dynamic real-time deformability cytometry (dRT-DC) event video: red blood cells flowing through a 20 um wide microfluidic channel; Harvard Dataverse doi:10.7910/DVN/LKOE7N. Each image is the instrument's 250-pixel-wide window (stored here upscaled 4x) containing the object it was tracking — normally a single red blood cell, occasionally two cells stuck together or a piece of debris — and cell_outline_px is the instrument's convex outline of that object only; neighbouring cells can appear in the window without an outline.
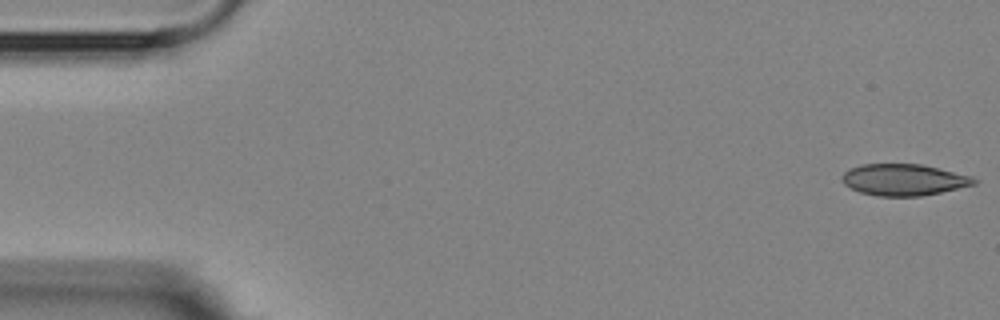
{"species": "Egyptian fruit bat (a non-hibernating species)", "species_latin": "Rousettus aegyptiacus", "temperature_condition": "room temperature", "stored_images_in_passage": 6, "segment_of_instrument_passage": [1, 2], "camera_frame_rate_fps": 3000, "um_per_image_px": 0.085, "animal": {"sex": "female"}, "frame": {"image": 1, "passage_image": 1, "time_ms": 0.0, "image_size_px": [1000, 320], "cell_outline_px": [[980, 180], [976, 184], [940, 192], [920, 196], [876, 196], [860, 192], [844, 184], [840, 176], [848, 168], [864, 164], [920, 164], [972, 176]], "centroid_in_image_um": [76.81, 15.28], "position_along_channel_um": 8.2, "area_um2": 24.22}}
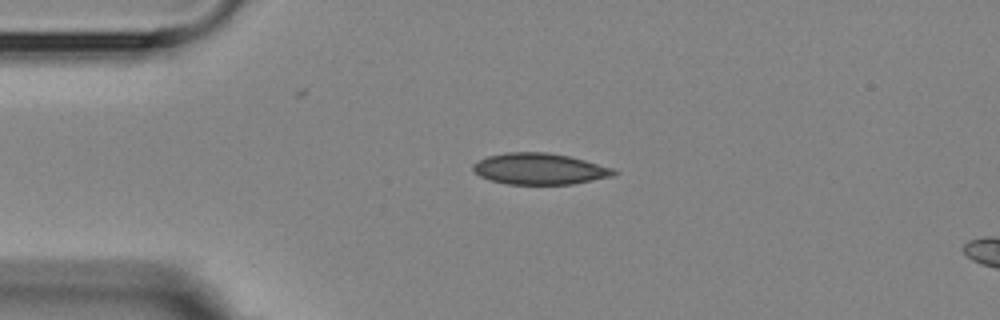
{"frame": {"image": 2, "passage_image": 4, "time_ms": 3.667, "image_size_px": [1000, 320], "cell_outline_px": [[620, 172], [612, 176], [572, 184], [508, 184], [488, 180], [472, 172], [472, 164], [488, 156], [508, 152], [548, 152], [572, 156], [612, 168]], "centroid_in_image_um": [45.85, 14.35], "position_along_channel_um": 39.2, "area_um2": 25.78}}